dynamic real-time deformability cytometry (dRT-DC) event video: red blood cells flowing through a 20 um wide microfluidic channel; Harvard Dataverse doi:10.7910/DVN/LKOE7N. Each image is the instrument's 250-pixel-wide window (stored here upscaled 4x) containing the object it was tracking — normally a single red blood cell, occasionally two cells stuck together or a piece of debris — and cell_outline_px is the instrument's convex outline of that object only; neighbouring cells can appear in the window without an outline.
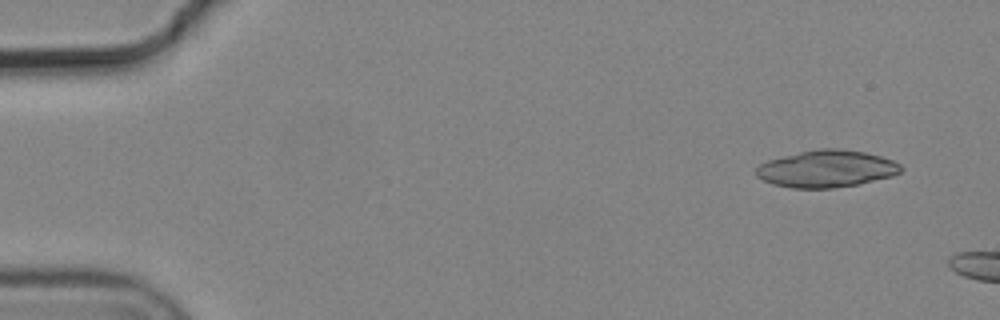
{"species": "common noctule bat (a hibernating species)", "species_latin": "Nyctalus noctula", "temperature_condition": "cold", "stored_images_in_passage": 3, "camera_frame_rate_fps": 3000, "um_per_image_px": 0.085, "animal": {"sex": "male", "body_mass_g": 19.2, "forearm_length_mm": 51.8}, "frame": {"image": 1, "passage_image": 1, "time_ms": 0.0, "image_size_px": [1000, 320], "cell_outline_px": [[904, 168], [900, 172], [892, 176], [860, 184], [832, 188], [792, 188], [772, 184], [756, 176], [756, 168], [760, 164], [768, 160], [800, 152], [820, 148], [840, 148], [864, 152], [880, 156], [892, 160], [900, 164]], "centroid_in_image_um": [70.27, 14.35], "position_along_channel_um": 14.7, "area_um2": 31.27}}